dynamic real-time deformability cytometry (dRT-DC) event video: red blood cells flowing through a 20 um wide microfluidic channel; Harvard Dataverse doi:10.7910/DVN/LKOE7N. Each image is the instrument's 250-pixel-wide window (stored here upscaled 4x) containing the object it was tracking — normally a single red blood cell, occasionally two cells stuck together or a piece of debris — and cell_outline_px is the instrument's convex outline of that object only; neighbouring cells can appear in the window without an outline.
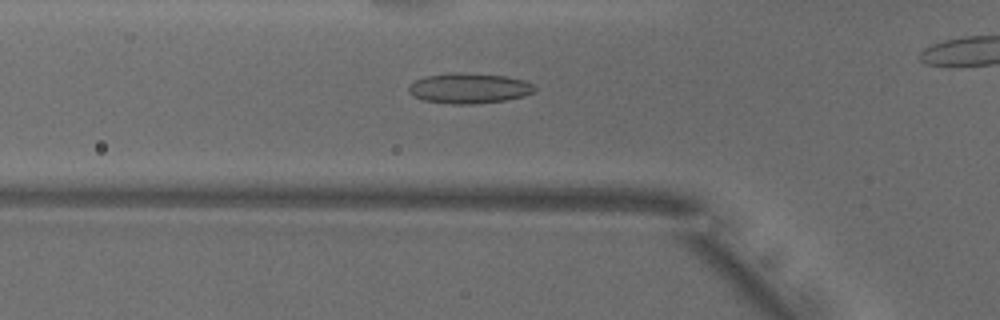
{"species": "common noctule bat (a hibernating species)", "species_latin": "Nyctalus noctula", "temperature_condition": "warm", "stored_images_in_passage": 41, "camera_frame_rate_fps": 3000, "um_per_image_px": 0.085, "animal": {"sex": "male", "body_mass_g": 18.8}, "frame": {"image": 1, "passage_image": 17, "time_ms": 5.333, "image_size_px": [1000, 320], "cell_outline_px": [[536, 92], [524, 96], [504, 100], [476, 104], [448, 104], [424, 100], [412, 96], [408, 92], [408, 84], [424, 76], [504, 76], [524, 80], [532, 84], [536, 88]], "centroid_in_image_um": [39.88, 7.57], "position_along_channel_um": 85.9, "area_um2": 21.21}}
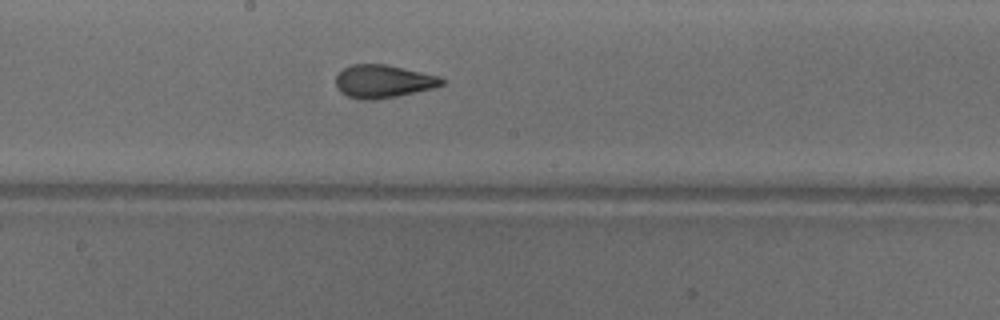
{"frame": {"image": 2, "passage_image": 27, "time_ms": 8.667, "image_size_px": [1000, 320], "cell_outline_px": [[444, 84], [432, 88], [396, 96], [372, 100], [360, 100], [348, 96], [340, 92], [336, 88], [336, 76], [344, 68], [352, 64], [388, 64], [440, 76], [444, 80]], "centroid_in_image_um": [32.56, 6.91], "position_along_channel_um": 215.6, "area_um2": 20.4}}
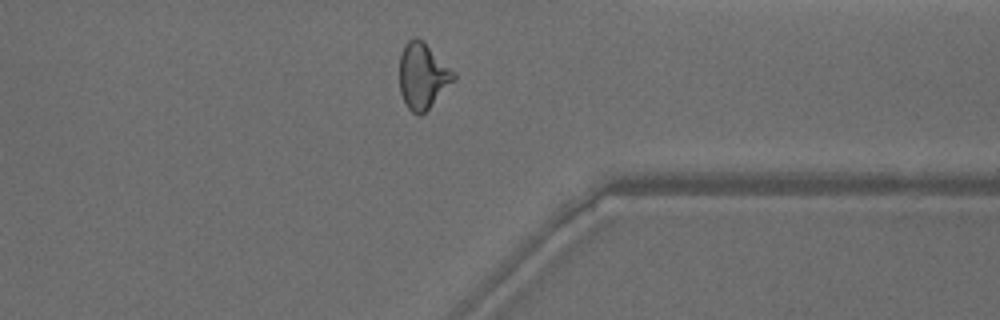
{"frame": {"image": 3, "passage_image": 40, "time_ms": 13.0, "image_size_px": [1000, 320], "cell_outline_px": [[456, 80], [420, 116], [416, 116], [408, 108], [400, 92], [400, 56], [404, 44], [408, 40], [416, 36], [456, 72]], "centroid_in_image_um": [35.94, 6.46], "position_along_channel_um": 375.5, "area_um2": 20.63}}